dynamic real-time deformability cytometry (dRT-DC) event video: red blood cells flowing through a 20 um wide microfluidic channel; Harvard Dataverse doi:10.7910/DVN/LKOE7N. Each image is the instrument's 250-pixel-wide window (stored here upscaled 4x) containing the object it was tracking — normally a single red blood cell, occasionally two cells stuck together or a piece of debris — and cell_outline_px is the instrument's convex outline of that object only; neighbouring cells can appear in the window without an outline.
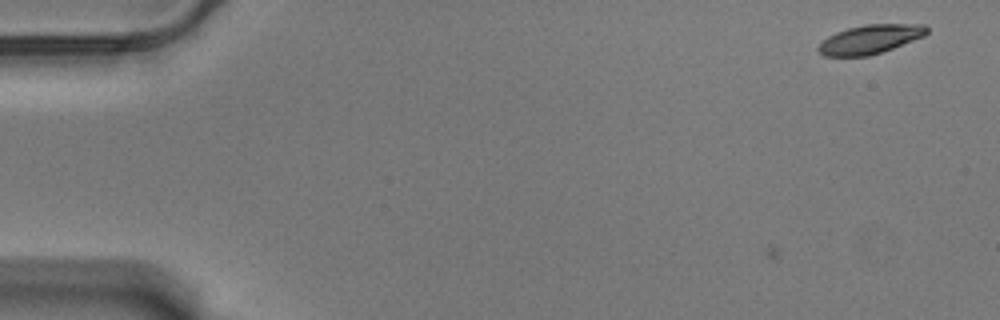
{"species": "Egyptian fruit bat (a non-hibernating species)", "species_latin": "Rousettus aegyptiacus", "temperature_condition": "warm", "stored_images_in_passage": 3, "camera_frame_rate_fps": 3000, "um_per_image_px": 0.085, "animal": {"sex": "male"}, "frame": {"image": 1, "passage_image": 3, "time_ms": 0.667, "image_size_px": [1000, 320], "cell_outline_px": [[928, 32], [924, 36], [892, 48], [868, 56], [824, 56], [816, 48], [828, 36], [836, 32], [848, 28], [864, 24], [924, 24], [928, 28]], "centroid_in_image_um": [73.96, 3.33], "position_along_channel_um": 11.0, "area_um2": 18.15}}